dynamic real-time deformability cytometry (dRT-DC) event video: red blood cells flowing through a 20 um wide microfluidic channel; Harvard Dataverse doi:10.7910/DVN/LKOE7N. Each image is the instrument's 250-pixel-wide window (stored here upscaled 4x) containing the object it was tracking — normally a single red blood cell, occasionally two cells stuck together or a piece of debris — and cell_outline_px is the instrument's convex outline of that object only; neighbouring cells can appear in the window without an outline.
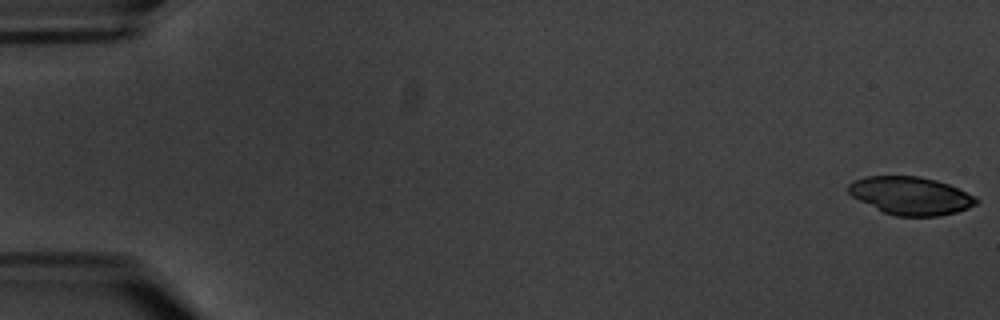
{"species": "common noctule bat (a hibernating species)", "species_latin": "Nyctalus noctula", "temperature_condition": "warm", "stored_images_in_passage": 6, "camera_frame_rate_fps": 3000, "um_per_image_px": 0.085, "animal": {"sex": "male", "body_mass_g": 20.1, "forearm_length_mm": 53.5}, "frame": {"image": 1, "passage_image": 1, "time_ms": 0.0, "image_size_px": [1000, 320], "cell_outline_px": [[980, 200], [976, 204], [968, 208], [956, 212], [940, 216], [896, 216], [884, 212], [852, 196], [848, 192], [848, 184], [852, 180], [868, 176], [920, 176], [936, 180], [948, 184], [976, 196]], "centroid_in_image_um": [77.43, 16.63], "position_along_channel_um": 7.6, "area_um2": 28.21}}